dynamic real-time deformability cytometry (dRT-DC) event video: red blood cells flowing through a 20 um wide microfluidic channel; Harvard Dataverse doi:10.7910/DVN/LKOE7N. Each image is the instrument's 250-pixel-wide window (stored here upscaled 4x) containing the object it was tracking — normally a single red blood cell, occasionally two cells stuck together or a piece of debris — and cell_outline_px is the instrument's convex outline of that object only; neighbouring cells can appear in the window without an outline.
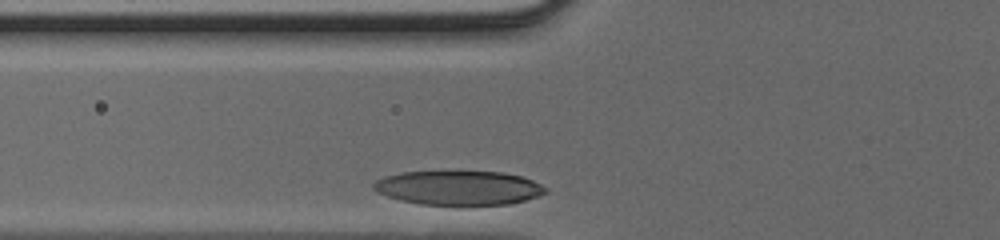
{"species": "human", "species_latin": "Homo sapiens", "temperature_condition": "cold", "stored_images_in_passage": 24, "camera_frame_rate_fps": 3000, "um_per_image_px": 0.085, "donor": {"sex": "male"}, "frame": {"image": 1, "passage_image": 2, "time_ms": 0.333, "image_size_px": [1000, 240], "cell_outline_px": [[548, 192], [524, 200], [508, 204], [464, 208], [460, 208], [420, 204], [400, 200], [376, 192], [372, 188], [372, 184], [376, 180], [388, 176], [404, 172], [500, 172], [520, 176], [532, 180], [548, 188]], "centroid_in_image_um": [38.99, 16.02], "position_along_channel_um": 86.8, "area_um2": 35.08}}
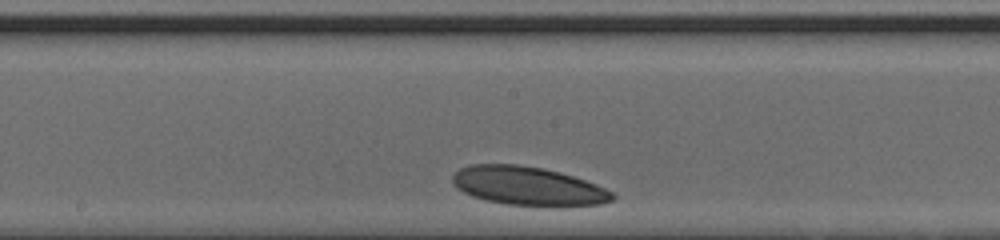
{"frame": {"image": 2, "passage_image": 11, "time_ms": 3.333, "image_size_px": [1000, 240], "cell_outline_px": [[616, 200], [604, 204], [560, 208], [556, 208], [504, 204], [484, 200], [472, 196], [464, 192], [452, 180], [452, 176], [460, 168], [472, 164], [516, 164], [540, 168], [560, 172], [584, 180], [604, 188], [612, 192], [616, 196]], "centroid_in_image_um": [44.96, 15.86], "position_along_channel_um": 203.2, "area_um2": 36.59}}
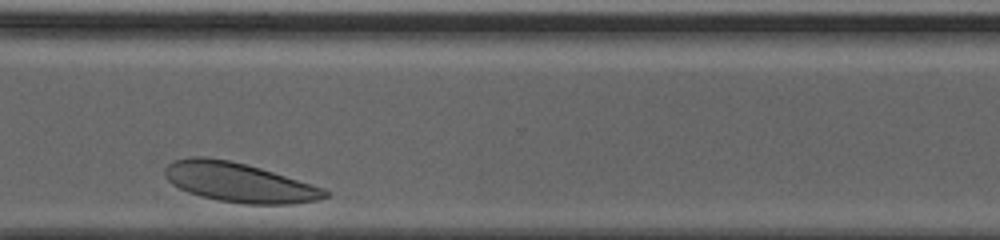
{"frame": {"image": 3, "passage_image": 22, "time_ms": 7.0, "image_size_px": [1000, 240], "cell_outline_px": [[328, 196], [316, 200], [292, 204], [244, 204], [220, 200], [200, 196], [188, 192], [172, 184], [164, 176], [164, 168], [172, 160], [188, 156], [204, 156], [228, 160], [260, 168], [324, 188], [328, 192]], "centroid_in_image_um": [20.26, 15.49], "position_along_channel_um": 350.3, "area_um2": 36.65}}